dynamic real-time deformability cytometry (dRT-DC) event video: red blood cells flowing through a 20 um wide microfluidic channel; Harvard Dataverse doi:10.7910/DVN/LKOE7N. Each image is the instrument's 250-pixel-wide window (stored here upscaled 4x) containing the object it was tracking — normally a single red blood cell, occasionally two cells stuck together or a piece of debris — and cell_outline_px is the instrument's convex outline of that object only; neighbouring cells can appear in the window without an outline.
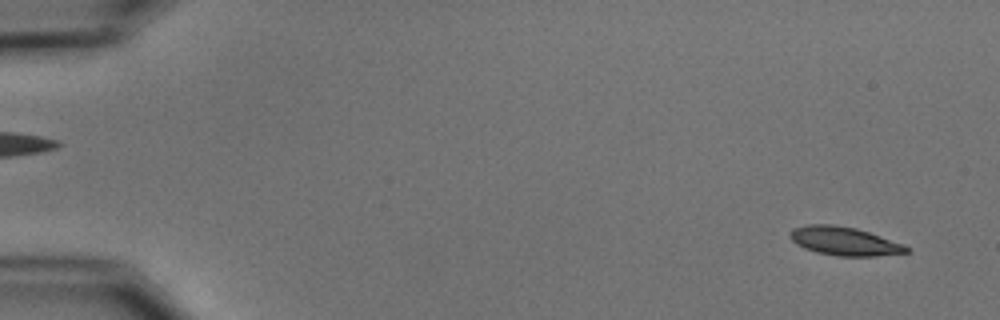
{"species": "common noctule bat (a hibernating species)", "species_latin": "Nyctalus noctula", "temperature_condition": "cold", "stored_images_in_passage": 4, "camera_frame_rate_fps": 3000, "um_per_image_px": 0.085, "animal": {"sex": "male", "body_mass_g": 15.6}, "frame": {"image": 1, "passage_image": 1, "time_ms": 0.0, "image_size_px": [1000, 320], "cell_outline_px": [[908, 252], [876, 256], [836, 256], [816, 252], [804, 248], [796, 244], [788, 236], [788, 232], [792, 228], [808, 224], [832, 224], [856, 228], [904, 244], [908, 248]], "centroid_in_image_um": [71.7, 20.49], "position_along_channel_um": 13.3, "area_um2": 19.42}}
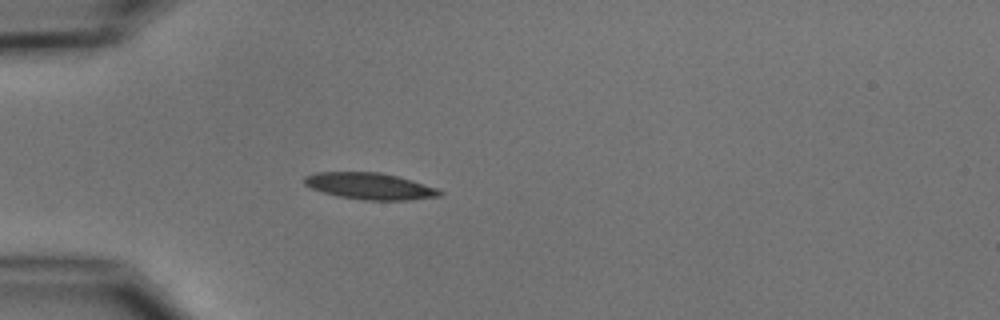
{"frame": {"image": 2, "passage_image": 4, "time_ms": 4.333, "image_size_px": [1000, 320], "cell_outline_px": [[444, 192], [440, 196], [408, 200], [364, 200], [340, 196], [324, 192], [312, 188], [304, 184], [304, 176], [316, 172], [380, 172], [412, 180], [436, 188]], "centroid_in_image_um": [31.44, 15.81], "position_along_channel_um": 53.6, "area_um2": 20.75}}